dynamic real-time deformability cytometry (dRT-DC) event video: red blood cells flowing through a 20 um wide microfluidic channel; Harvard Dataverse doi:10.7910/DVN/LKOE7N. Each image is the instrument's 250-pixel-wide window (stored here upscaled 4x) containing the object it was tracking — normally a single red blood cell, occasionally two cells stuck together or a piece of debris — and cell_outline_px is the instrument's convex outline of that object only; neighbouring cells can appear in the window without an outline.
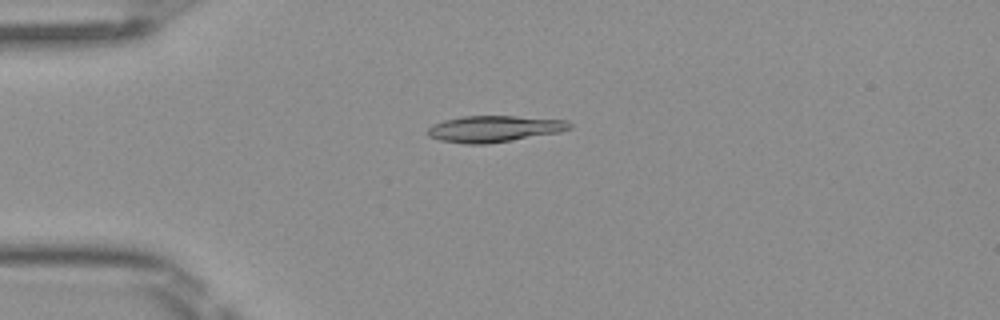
{"species": "Egyptian fruit bat (a non-hibernating species)", "species_latin": "Rousettus aegyptiacus", "temperature_condition": "room temperature", "stored_images_in_passage": 43, "camera_frame_rate_fps": 3000, "um_per_image_px": 0.085, "frame": {"image": 1, "passage_image": 6, "time_ms": 1.667, "image_size_px": [1000, 320], "cell_outline_px": [[572, 128], [560, 132], [488, 144], [464, 144], [440, 140], [428, 136], [424, 132], [432, 124], [444, 120], [460, 116], [512, 116], [568, 120], [572, 124]], "centroid_in_image_um": [41.97, 10.95], "position_along_channel_um": 43.0, "area_um2": 22.02}}
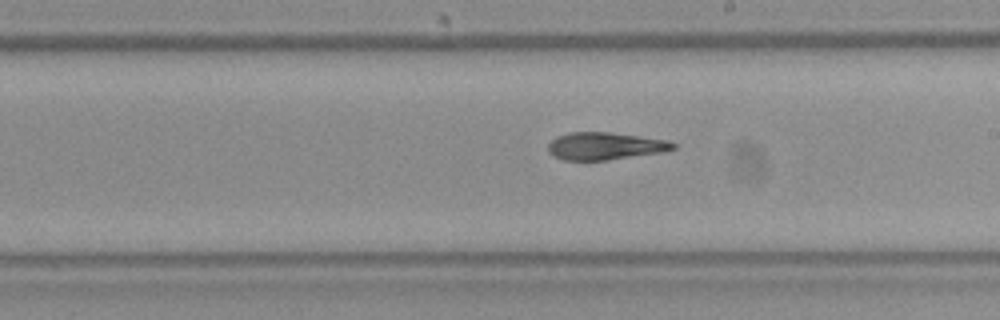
{"frame": {"image": 2, "passage_image": 22, "time_ms": 7.0, "image_size_px": [1000, 320], "cell_outline_px": [[676, 148], [664, 152], [608, 160], [564, 160], [552, 156], [548, 152], [548, 144], [556, 136], [568, 132], [608, 132], [640, 136], [668, 140], [676, 144]], "centroid_in_image_um": [51.42, 12.41], "position_along_channel_um": 237.6, "area_um2": 20.17}}
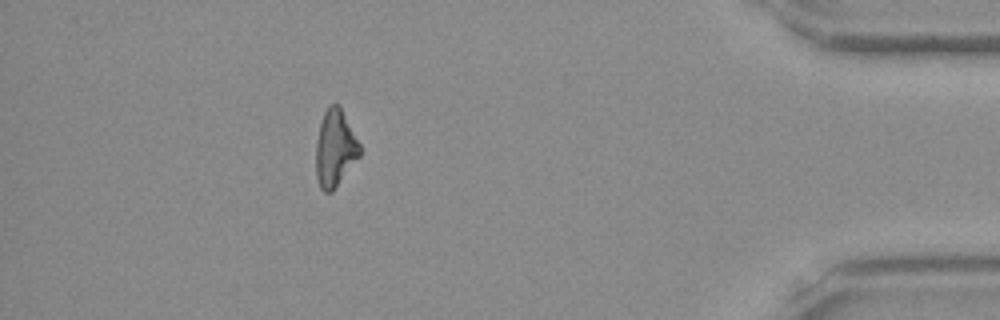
{"frame": {"image": 3, "passage_image": 38, "time_ms": 12.333, "image_size_px": [1000, 320], "cell_outline_px": [[360, 156], [332, 192], [324, 192], [320, 188], [316, 176], [316, 140], [320, 124], [324, 112], [328, 104], [340, 104], [360, 144]], "centroid_in_image_um": [28.48, 12.59], "position_along_channel_um": 406.7, "area_um2": 19.77}, "authors_computed_cell_mechanics": {"area_um2": 20.6346, "velocity_mm_per_s": 4.0857, "shape_relaxation_time_tau1_ms": null, "shape_relaxation_time_tau2_ms": 5.0248, "deformation_change_tau1": null, "deformation_change_tau2": 0.1226}}